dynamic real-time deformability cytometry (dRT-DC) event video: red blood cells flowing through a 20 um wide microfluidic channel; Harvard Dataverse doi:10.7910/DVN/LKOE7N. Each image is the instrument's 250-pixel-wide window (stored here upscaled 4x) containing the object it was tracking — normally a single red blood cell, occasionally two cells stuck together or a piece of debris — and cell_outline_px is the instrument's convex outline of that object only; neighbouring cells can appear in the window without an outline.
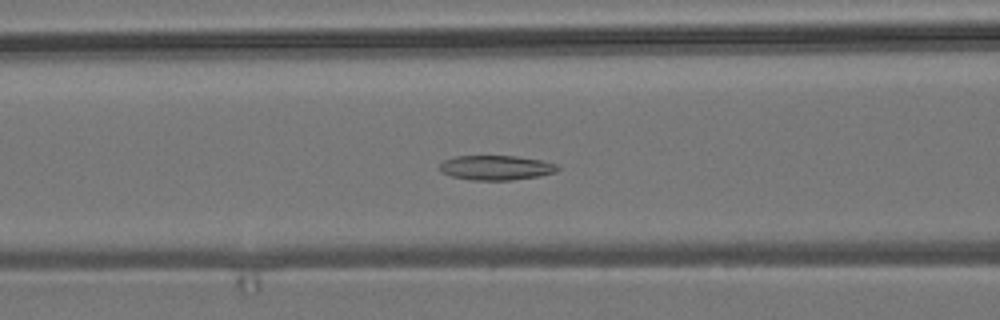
{"species": "common noctule bat (a hibernating species)", "species_latin": "Nyctalus noctula", "temperature_condition": "room temperature", "stored_images_in_passage": 51, "camera_frame_rate_fps": 3000, "um_per_image_px": 0.085, "animal": {"sex": "male", "body_mass_g": 19.2, "forearm_length_mm": 51.8}, "frame": {"image": 1, "passage_image": 19, "time_ms": 6.0, "image_size_px": [1000, 320], "cell_outline_px": [[560, 168], [556, 172], [540, 176], [512, 180], [472, 180], [452, 176], [440, 172], [436, 168], [444, 160], [456, 156], [516, 156], [540, 160], [556, 164]], "centroid_in_image_um": [42.14, 14.26], "position_along_channel_um": 124.5, "area_um2": 17.05}}
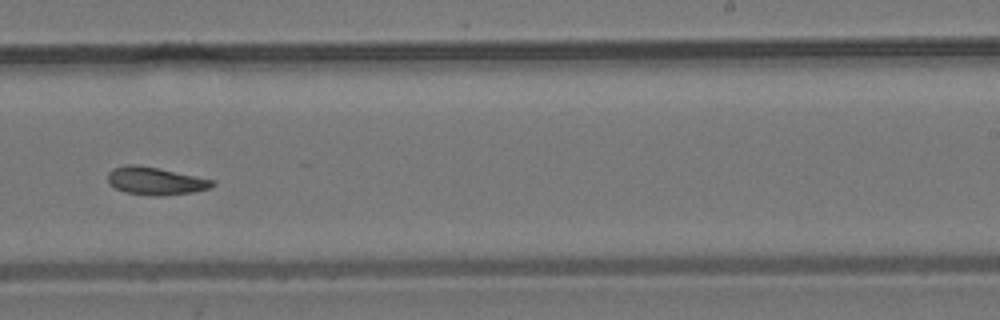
{"frame": {"image": 2, "passage_image": 31, "time_ms": 10.0, "image_size_px": [1000, 320], "cell_outline_px": [[216, 184], [208, 188], [192, 192], [160, 196], [152, 196], [124, 192], [108, 184], [108, 172], [112, 168], [128, 164], [136, 164], [160, 168], [216, 180]], "centroid_in_image_um": [13.2, 15.37], "position_along_channel_um": 275.8, "area_um2": 17.11}}
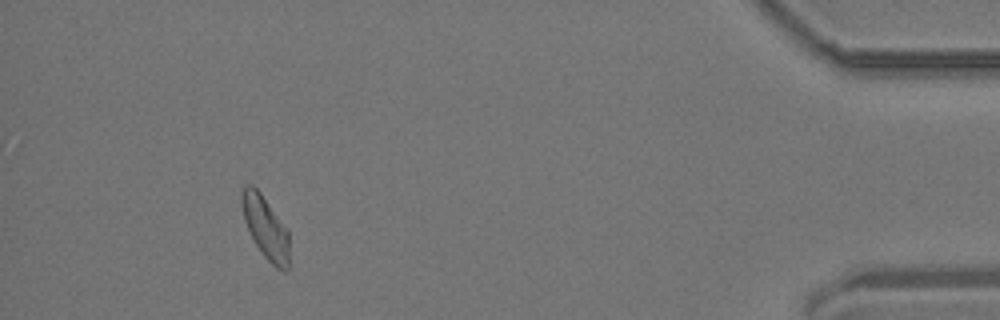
{"frame": {"image": 3, "passage_image": 47, "time_ms": 15.333, "image_size_px": [1000, 320], "cell_outline_px": [[288, 268], [276, 268], [264, 256], [256, 244], [244, 220], [240, 204], [240, 188], [244, 184], [252, 184], [260, 192], [288, 228]], "centroid_in_image_um": [22.53, 19.23], "position_along_channel_um": 412.7, "area_um2": 17.28}, "authors_computed_cell_mechanics": {"area_um2": 17.2822, "velocity_mm_per_s": 3.7934, "shape_relaxation_time_tau1_ms": null, "shape_relaxation_time_tau2_ms": 4.0142, "deformation_change_tau1": null, "deformation_change_tau2": 0.089}}